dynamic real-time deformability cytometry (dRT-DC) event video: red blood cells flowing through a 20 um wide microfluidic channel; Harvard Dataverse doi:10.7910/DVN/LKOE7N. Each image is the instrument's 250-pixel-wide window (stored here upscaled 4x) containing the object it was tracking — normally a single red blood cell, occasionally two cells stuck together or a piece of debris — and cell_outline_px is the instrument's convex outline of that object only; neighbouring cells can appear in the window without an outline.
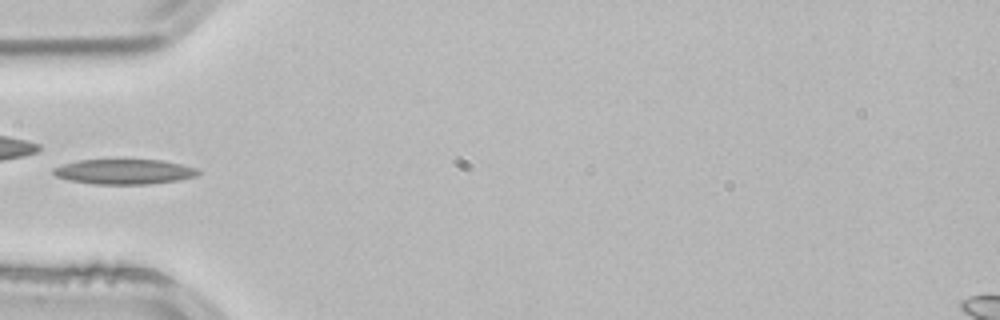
{"species": "common noctule bat (a hibernating species)", "species_latin": "Nyctalus noctula", "temperature_condition": "room temperature", "stored_images_in_passage": 4, "camera_frame_rate_fps": 3000, "um_per_image_px": 0.085, "animal": {"sex": "male", "body_mass_g": 21.5, "forearm_length_mm": 52.0}, "frame": {"image": 1, "passage_image": 4, "time_ms": 1.0, "image_size_px": [1000, 320], "cell_outline_px": [[200, 172], [196, 176], [180, 180], [148, 184], [96, 184], [68, 180], [56, 176], [52, 172], [52, 168], [64, 164], [80, 160], [160, 160], [180, 164], [196, 168]], "centroid_in_image_um": [10.55, 14.6], "position_along_channel_um": 74.5, "area_um2": 20.98}}